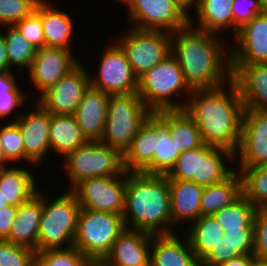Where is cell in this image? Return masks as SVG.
I'll list each match as a JSON object with an SVG mask.
<instances>
[{"mask_svg":"<svg viewBox=\"0 0 267 266\" xmlns=\"http://www.w3.org/2000/svg\"><path fill=\"white\" fill-rule=\"evenodd\" d=\"M223 39L190 23L171 33V54L192 90L217 88L232 79L230 46Z\"/></svg>","mask_w":267,"mask_h":266,"instance_id":"obj_1","label":"cell"},{"mask_svg":"<svg viewBox=\"0 0 267 266\" xmlns=\"http://www.w3.org/2000/svg\"><path fill=\"white\" fill-rule=\"evenodd\" d=\"M185 110L195 120L203 143L237 152L245 108L232 79L217 88L192 90Z\"/></svg>","mask_w":267,"mask_h":266,"instance_id":"obj_2","label":"cell"},{"mask_svg":"<svg viewBox=\"0 0 267 266\" xmlns=\"http://www.w3.org/2000/svg\"><path fill=\"white\" fill-rule=\"evenodd\" d=\"M123 221L127 229L171 234L170 189L162 174L127 172Z\"/></svg>","mask_w":267,"mask_h":266,"instance_id":"obj_3","label":"cell"},{"mask_svg":"<svg viewBox=\"0 0 267 266\" xmlns=\"http://www.w3.org/2000/svg\"><path fill=\"white\" fill-rule=\"evenodd\" d=\"M137 93L151 112H157L185 109L192 89L176 58L170 54L138 78Z\"/></svg>","mask_w":267,"mask_h":266,"instance_id":"obj_4","label":"cell"},{"mask_svg":"<svg viewBox=\"0 0 267 266\" xmlns=\"http://www.w3.org/2000/svg\"><path fill=\"white\" fill-rule=\"evenodd\" d=\"M67 190V191H66ZM53 197L42 190V215L37 238V252L73 247L81 206L76 195L66 189ZM50 198V199H49Z\"/></svg>","mask_w":267,"mask_h":266,"instance_id":"obj_5","label":"cell"},{"mask_svg":"<svg viewBox=\"0 0 267 266\" xmlns=\"http://www.w3.org/2000/svg\"><path fill=\"white\" fill-rule=\"evenodd\" d=\"M232 163H235L234 153L203 143L198 148L183 152L166 177L168 180H189L210 186L224 181L236 170Z\"/></svg>","mask_w":267,"mask_h":266,"instance_id":"obj_6","label":"cell"},{"mask_svg":"<svg viewBox=\"0 0 267 266\" xmlns=\"http://www.w3.org/2000/svg\"><path fill=\"white\" fill-rule=\"evenodd\" d=\"M150 114L151 111L138 93L109 96L105 129L100 142L123 155Z\"/></svg>","mask_w":267,"mask_h":266,"instance_id":"obj_7","label":"cell"},{"mask_svg":"<svg viewBox=\"0 0 267 266\" xmlns=\"http://www.w3.org/2000/svg\"><path fill=\"white\" fill-rule=\"evenodd\" d=\"M125 229L121 214L81 208L73 247L93 262L103 261Z\"/></svg>","mask_w":267,"mask_h":266,"instance_id":"obj_8","label":"cell"},{"mask_svg":"<svg viewBox=\"0 0 267 266\" xmlns=\"http://www.w3.org/2000/svg\"><path fill=\"white\" fill-rule=\"evenodd\" d=\"M59 160L64 176L67 175L69 190L87 178L119 176L124 171L123 155L100 141H88Z\"/></svg>","mask_w":267,"mask_h":266,"instance_id":"obj_9","label":"cell"},{"mask_svg":"<svg viewBox=\"0 0 267 266\" xmlns=\"http://www.w3.org/2000/svg\"><path fill=\"white\" fill-rule=\"evenodd\" d=\"M139 78L171 54V33L130 27L115 40Z\"/></svg>","mask_w":267,"mask_h":266,"instance_id":"obj_10","label":"cell"},{"mask_svg":"<svg viewBox=\"0 0 267 266\" xmlns=\"http://www.w3.org/2000/svg\"><path fill=\"white\" fill-rule=\"evenodd\" d=\"M104 48L96 74L89 72L90 86L109 96L137 93L138 78L134 75L124 50L116 41L110 44L108 42Z\"/></svg>","mask_w":267,"mask_h":266,"instance_id":"obj_11","label":"cell"},{"mask_svg":"<svg viewBox=\"0 0 267 266\" xmlns=\"http://www.w3.org/2000/svg\"><path fill=\"white\" fill-rule=\"evenodd\" d=\"M131 27L172 33L189 24L188 16L176 0H130L126 5Z\"/></svg>","mask_w":267,"mask_h":266,"instance_id":"obj_12","label":"cell"},{"mask_svg":"<svg viewBox=\"0 0 267 266\" xmlns=\"http://www.w3.org/2000/svg\"><path fill=\"white\" fill-rule=\"evenodd\" d=\"M127 172L119 176L87 178L71 191L76 195L82 209L123 214Z\"/></svg>","mask_w":267,"mask_h":266,"instance_id":"obj_13","label":"cell"},{"mask_svg":"<svg viewBox=\"0 0 267 266\" xmlns=\"http://www.w3.org/2000/svg\"><path fill=\"white\" fill-rule=\"evenodd\" d=\"M73 50L44 46L36 50L26 83L32 84L37 100L44 92L54 86L63 76L71 72L81 60ZM74 54V55H73ZM39 91V92H38Z\"/></svg>","mask_w":267,"mask_h":266,"instance_id":"obj_14","label":"cell"},{"mask_svg":"<svg viewBox=\"0 0 267 266\" xmlns=\"http://www.w3.org/2000/svg\"><path fill=\"white\" fill-rule=\"evenodd\" d=\"M32 105L34 108L21 113L14 123L24 141V162L35 168L43 165L45 158L51 154L49 133L52 114L36 100Z\"/></svg>","mask_w":267,"mask_h":266,"instance_id":"obj_15","label":"cell"},{"mask_svg":"<svg viewBox=\"0 0 267 266\" xmlns=\"http://www.w3.org/2000/svg\"><path fill=\"white\" fill-rule=\"evenodd\" d=\"M80 62L36 101L56 115H74L84 92L90 86V70Z\"/></svg>","mask_w":267,"mask_h":266,"instance_id":"obj_16","label":"cell"},{"mask_svg":"<svg viewBox=\"0 0 267 266\" xmlns=\"http://www.w3.org/2000/svg\"><path fill=\"white\" fill-rule=\"evenodd\" d=\"M235 167L267 164V112L244 110Z\"/></svg>","mask_w":267,"mask_h":266,"instance_id":"obj_17","label":"cell"},{"mask_svg":"<svg viewBox=\"0 0 267 266\" xmlns=\"http://www.w3.org/2000/svg\"><path fill=\"white\" fill-rule=\"evenodd\" d=\"M234 37H231L235 41L230 45V65L267 63V12L245 23Z\"/></svg>","mask_w":267,"mask_h":266,"instance_id":"obj_18","label":"cell"},{"mask_svg":"<svg viewBox=\"0 0 267 266\" xmlns=\"http://www.w3.org/2000/svg\"><path fill=\"white\" fill-rule=\"evenodd\" d=\"M152 234L125 229L102 261L107 266H146L151 259Z\"/></svg>","mask_w":267,"mask_h":266,"instance_id":"obj_19","label":"cell"},{"mask_svg":"<svg viewBox=\"0 0 267 266\" xmlns=\"http://www.w3.org/2000/svg\"><path fill=\"white\" fill-rule=\"evenodd\" d=\"M168 185L170 189L171 234H173L178 230L177 227L185 223L186 229L201 216V198L204 186L189 180H168Z\"/></svg>","mask_w":267,"mask_h":266,"instance_id":"obj_20","label":"cell"},{"mask_svg":"<svg viewBox=\"0 0 267 266\" xmlns=\"http://www.w3.org/2000/svg\"><path fill=\"white\" fill-rule=\"evenodd\" d=\"M245 110L267 112V63L230 65Z\"/></svg>","mask_w":267,"mask_h":266,"instance_id":"obj_21","label":"cell"},{"mask_svg":"<svg viewBox=\"0 0 267 266\" xmlns=\"http://www.w3.org/2000/svg\"><path fill=\"white\" fill-rule=\"evenodd\" d=\"M150 263L153 266H200L184 232L181 235L177 232L152 234Z\"/></svg>","mask_w":267,"mask_h":266,"instance_id":"obj_22","label":"cell"},{"mask_svg":"<svg viewBox=\"0 0 267 266\" xmlns=\"http://www.w3.org/2000/svg\"><path fill=\"white\" fill-rule=\"evenodd\" d=\"M108 97L101 90L89 86L74 113L79 127L89 141H100L103 136Z\"/></svg>","mask_w":267,"mask_h":266,"instance_id":"obj_23","label":"cell"},{"mask_svg":"<svg viewBox=\"0 0 267 266\" xmlns=\"http://www.w3.org/2000/svg\"><path fill=\"white\" fill-rule=\"evenodd\" d=\"M42 188L28 201L17 208L15 220L12 222L9 236L10 243L33 249L37 253V238L42 215Z\"/></svg>","mask_w":267,"mask_h":266,"instance_id":"obj_24","label":"cell"},{"mask_svg":"<svg viewBox=\"0 0 267 266\" xmlns=\"http://www.w3.org/2000/svg\"><path fill=\"white\" fill-rule=\"evenodd\" d=\"M32 167H21L19 164L0 167V194L8 205L19 207L37 193L40 186Z\"/></svg>","mask_w":267,"mask_h":266,"instance_id":"obj_25","label":"cell"},{"mask_svg":"<svg viewBox=\"0 0 267 266\" xmlns=\"http://www.w3.org/2000/svg\"><path fill=\"white\" fill-rule=\"evenodd\" d=\"M40 19L45 46L72 50L75 28L74 20L68 12L57 8V5L54 6L51 0H40Z\"/></svg>","mask_w":267,"mask_h":266,"instance_id":"obj_26","label":"cell"},{"mask_svg":"<svg viewBox=\"0 0 267 266\" xmlns=\"http://www.w3.org/2000/svg\"><path fill=\"white\" fill-rule=\"evenodd\" d=\"M146 120L155 128V153L152 162L142 172L166 175L181 153L172 139L169 125L156 112H151Z\"/></svg>","mask_w":267,"mask_h":266,"instance_id":"obj_27","label":"cell"},{"mask_svg":"<svg viewBox=\"0 0 267 266\" xmlns=\"http://www.w3.org/2000/svg\"><path fill=\"white\" fill-rule=\"evenodd\" d=\"M49 138L51 152L61 159L89 141L74 115L52 114Z\"/></svg>","mask_w":267,"mask_h":266,"instance_id":"obj_28","label":"cell"},{"mask_svg":"<svg viewBox=\"0 0 267 266\" xmlns=\"http://www.w3.org/2000/svg\"><path fill=\"white\" fill-rule=\"evenodd\" d=\"M233 1L200 0L198 8L194 10L197 19L192 20L193 17L190 16L189 23L198 29L217 34L225 33L229 29L233 32Z\"/></svg>","mask_w":267,"mask_h":266,"instance_id":"obj_29","label":"cell"},{"mask_svg":"<svg viewBox=\"0 0 267 266\" xmlns=\"http://www.w3.org/2000/svg\"><path fill=\"white\" fill-rule=\"evenodd\" d=\"M156 113L169 125L172 139L181 154L203 144L195 120L185 109L161 110Z\"/></svg>","mask_w":267,"mask_h":266,"instance_id":"obj_30","label":"cell"},{"mask_svg":"<svg viewBox=\"0 0 267 266\" xmlns=\"http://www.w3.org/2000/svg\"><path fill=\"white\" fill-rule=\"evenodd\" d=\"M242 195V179L235 170L224 181L204 186L201 198V216H212L218 210L230 206Z\"/></svg>","mask_w":267,"mask_h":266,"instance_id":"obj_31","label":"cell"},{"mask_svg":"<svg viewBox=\"0 0 267 266\" xmlns=\"http://www.w3.org/2000/svg\"><path fill=\"white\" fill-rule=\"evenodd\" d=\"M181 231L185 232L199 262L224 238V230L210 215L200 216L188 228H183Z\"/></svg>","mask_w":267,"mask_h":266,"instance_id":"obj_32","label":"cell"},{"mask_svg":"<svg viewBox=\"0 0 267 266\" xmlns=\"http://www.w3.org/2000/svg\"><path fill=\"white\" fill-rule=\"evenodd\" d=\"M155 153V128L146 120L123 154L126 172H142L153 160Z\"/></svg>","mask_w":267,"mask_h":266,"instance_id":"obj_33","label":"cell"},{"mask_svg":"<svg viewBox=\"0 0 267 266\" xmlns=\"http://www.w3.org/2000/svg\"><path fill=\"white\" fill-rule=\"evenodd\" d=\"M237 168L242 179V195L257 209L267 208V164Z\"/></svg>","mask_w":267,"mask_h":266,"instance_id":"obj_34","label":"cell"},{"mask_svg":"<svg viewBox=\"0 0 267 266\" xmlns=\"http://www.w3.org/2000/svg\"><path fill=\"white\" fill-rule=\"evenodd\" d=\"M3 28H5L3 34L7 48L9 71H13V67L21 71L24 68L28 71L37 49L22 36L15 26H4Z\"/></svg>","mask_w":267,"mask_h":266,"instance_id":"obj_35","label":"cell"},{"mask_svg":"<svg viewBox=\"0 0 267 266\" xmlns=\"http://www.w3.org/2000/svg\"><path fill=\"white\" fill-rule=\"evenodd\" d=\"M257 208L241 195L230 206L218 210L212 216L222 229L254 228V215Z\"/></svg>","mask_w":267,"mask_h":266,"instance_id":"obj_36","label":"cell"},{"mask_svg":"<svg viewBox=\"0 0 267 266\" xmlns=\"http://www.w3.org/2000/svg\"><path fill=\"white\" fill-rule=\"evenodd\" d=\"M93 261L76 248L48 249L36 253L37 266H90Z\"/></svg>","mask_w":267,"mask_h":266,"instance_id":"obj_37","label":"cell"},{"mask_svg":"<svg viewBox=\"0 0 267 266\" xmlns=\"http://www.w3.org/2000/svg\"><path fill=\"white\" fill-rule=\"evenodd\" d=\"M0 139L6 161L11 165L24 163V145L19 127L14 122H0Z\"/></svg>","mask_w":267,"mask_h":266,"instance_id":"obj_38","label":"cell"},{"mask_svg":"<svg viewBox=\"0 0 267 266\" xmlns=\"http://www.w3.org/2000/svg\"><path fill=\"white\" fill-rule=\"evenodd\" d=\"M0 266H36V251L0 240Z\"/></svg>","mask_w":267,"mask_h":266,"instance_id":"obj_39","label":"cell"},{"mask_svg":"<svg viewBox=\"0 0 267 266\" xmlns=\"http://www.w3.org/2000/svg\"><path fill=\"white\" fill-rule=\"evenodd\" d=\"M40 0H0V27L14 26L29 16Z\"/></svg>","mask_w":267,"mask_h":266,"instance_id":"obj_40","label":"cell"},{"mask_svg":"<svg viewBox=\"0 0 267 266\" xmlns=\"http://www.w3.org/2000/svg\"><path fill=\"white\" fill-rule=\"evenodd\" d=\"M14 26L34 48L39 49L45 46L44 31L40 19V1L29 16L17 22Z\"/></svg>","mask_w":267,"mask_h":266,"instance_id":"obj_41","label":"cell"},{"mask_svg":"<svg viewBox=\"0 0 267 266\" xmlns=\"http://www.w3.org/2000/svg\"><path fill=\"white\" fill-rule=\"evenodd\" d=\"M232 8L233 33L231 32V36L232 34L235 36L238 30L256 15L263 13L258 0H234Z\"/></svg>","mask_w":267,"mask_h":266,"instance_id":"obj_42","label":"cell"},{"mask_svg":"<svg viewBox=\"0 0 267 266\" xmlns=\"http://www.w3.org/2000/svg\"><path fill=\"white\" fill-rule=\"evenodd\" d=\"M21 85H18L10 94L9 96H1L0 97V119L3 120V122H15L18 117L21 115L23 111H19V113H16L15 116V110L18 108L24 109V104H26V100H28V92L24 91L22 87H19ZM21 89V90H20ZM23 90V91H22ZM15 109V110H14ZM13 115V116H12ZM11 116V118H10ZM15 116V117H14ZM7 120H6V119Z\"/></svg>","mask_w":267,"mask_h":266,"instance_id":"obj_43","label":"cell"},{"mask_svg":"<svg viewBox=\"0 0 267 266\" xmlns=\"http://www.w3.org/2000/svg\"><path fill=\"white\" fill-rule=\"evenodd\" d=\"M241 255L253 254L254 228H234L224 231V238Z\"/></svg>","mask_w":267,"mask_h":266,"instance_id":"obj_44","label":"cell"},{"mask_svg":"<svg viewBox=\"0 0 267 266\" xmlns=\"http://www.w3.org/2000/svg\"><path fill=\"white\" fill-rule=\"evenodd\" d=\"M253 255L267 258V208H259L254 215Z\"/></svg>","mask_w":267,"mask_h":266,"instance_id":"obj_45","label":"cell"},{"mask_svg":"<svg viewBox=\"0 0 267 266\" xmlns=\"http://www.w3.org/2000/svg\"><path fill=\"white\" fill-rule=\"evenodd\" d=\"M241 254L225 240L221 241L200 262V266H219L221 263L231 260Z\"/></svg>","mask_w":267,"mask_h":266,"instance_id":"obj_46","label":"cell"},{"mask_svg":"<svg viewBox=\"0 0 267 266\" xmlns=\"http://www.w3.org/2000/svg\"><path fill=\"white\" fill-rule=\"evenodd\" d=\"M16 206H5L0 210V240H5L10 233L12 222L17 213Z\"/></svg>","mask_w":267,"mask_h":266,"instance_id":"obj_47","label":"cell"},{"mask_svg":"<svg viewBox=\"0 0 267 266\" xmlns=\"http://www.w3.org/2000/svg\"><path fill=\"white\" fill-rule=\"evenodd\" d=\"M14 71H0V97L9 96V94L17 87L18 81Z\"/></svg>","mask_w":267,"mask_h":266,"instance_id":"obj_48","label":"cell"},{"mask_svg":"<svg viewBox=\"0 0 267 266\" xmlns=\"http://www.w3.org/2000/svg\"><path fill=\"white\" fill-rule=\"evenodd\" d=\"M0 71H9L7 48L3 31H0Z\"/></svg>","mask_w":267,"mask_h":266,"instance_id":"obj_49","label":"cell"},{"mask_svg":"<svg viewBox=\"0 0 267 266\" xmlns=\"http://www.w3.org/2000/svg\"><path fill=\"white\" fill-rule=\"evenodd\" d=\"M219 266H252V255H240Z\"/></svg>","mask_w":267,"mask_h":266,"instance_id":"obj_50","label":"cell"},{"mask_svg":"<svg viewBox=\"0 0 267 266\" xmlns=\"http://www.w3.org/2000/svg\"><path fill=\"white\" fill-rule=\"evenodd\" d=\"M200 0H176V3L182 8V10L188 15L191 16L190 12L192 7L196 10L198 8ZM190 10V11H189ZM190 12V13H189Z\"/></svg>","mask_w":267,"mask_h":266,"instance_id":"obj_51","label":"cell"},{"mask_svg":"<svg viewBox=\"0 0 267 266\" xmlns=\"http://www.w3.org/2000/svg\"><path fill=\"white\" fill-rule=\"evenodd\" d=\"M252 266H267V258H261L252 254Z\"/></svg>","mask_w":267,"mask_h":266,"instance_id":"obj_52","label":"cell"},{"mask_svg":"<svg viewBox=\"0 0 267 266\" xmlns=\"http://www.w3.org/2000/svg\"><path fill=\"white\" fill-rule=\"evenodd\" d=\"M10 166V164L6 161L4 153H3V146L0 139V167Z\"/></svg>","mask_w":267,"mask_h":266,"instance_id":"obj_53","label":"cell"},{"mask_svg":"<svg viewBox=\"0 0 267 266\" xmlns=\"http://www.w3.org/2000/svg\"><path fill=\"white\" fill-rule=\"evenodd\" d=\"M263 12H267V0H258Z\"/></svg>","mask_w":267,"mask_h":266,"instance_id":"obj_54","label":"cell"},{"mask_svg":"<svg viewBox=\"0 0 267 266\" xmlns=\"http://www.w3.org/2000/svg\"><path fill=\"white\" fill-rule=\"evenodd\" d=\"M5 206H8V204L6 202H4V199H3V197L0 194V210L2 208H4Z\"/></svg>","mask_w":267,"mask_h":266,"instance_id":"obj_55","label":"cell"},{"mask_svg":"<svg viewBox=\"0 0 267 266\" xmlns=\"http://www.w3.org/2000/svg\"><path fill=\"white\" fill-rule=\"evenodd\" d=\"M118 1L126 5L130 0H118Z\"/></svg>","mask_w":267,"mask_h":266,"instance_id":"obj_56","label":"cell"},{"mask_svg":"<svg viewBox=\"0 0 267 266\" xmlns=\"http://www.w3.org/2000/svg\"><path fill=\"white\" fill-rule=\"evenodd\" d=\"M98 266H107V265L103 263L102 261H98Z\"/></svg>","mask_w":267,"mask_h":266,"instance_id":"obj_57","label":"cell"},{"mask_svg":"<svg viewBox=\"0 0 267 266\" xmlns=\"http://www.w3.org/2000/svg\"><path fill=\"white\" fill-rule=\"evenodd\" d=\"M90 266H98V261L93 262Z\"/></svg>","mask_w":267,"mask_h":266,"instance_id":"obj_58","label":"cell"}]
</instances>
